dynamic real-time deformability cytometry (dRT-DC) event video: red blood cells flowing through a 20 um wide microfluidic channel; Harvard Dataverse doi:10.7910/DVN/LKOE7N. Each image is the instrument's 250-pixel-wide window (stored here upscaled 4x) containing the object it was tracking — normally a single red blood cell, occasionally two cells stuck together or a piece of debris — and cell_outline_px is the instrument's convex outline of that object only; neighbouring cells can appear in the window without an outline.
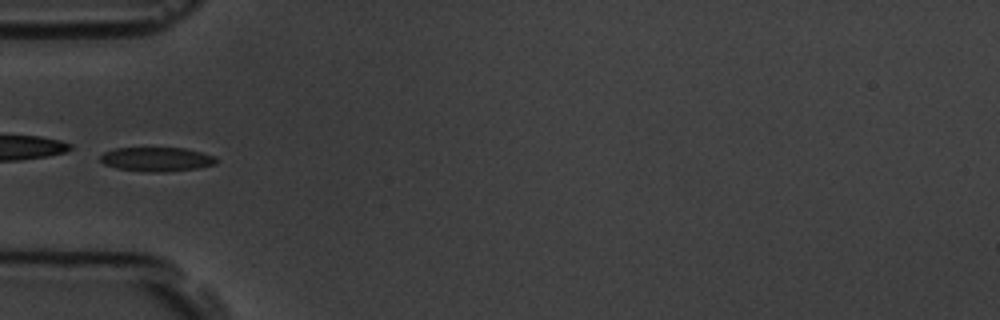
{"species": "common noctule bat (a hibernating species)", "species_latin": "Nyctalus noctula", "temperature_condition": "room temperature", "stored_images_in_passage": 5, "camera_frame_rate_fps": 3000, "um_per_image_px": 0.085, "animal": {"sex": "male", "body_mass_g": 19.5, "forearm_length_mm": 54.6}, "frame": {"image": 1, "passage_image": 5, "time_ms": 4.667, "image_size_px": [1000, 320], "cell_outline_px": [[216, 164], [196, 168], [164, 172], [152, 172], [116, 168], [104, 164], [100, 160], [100, 156], [104, 152], [116, 148], [184, 148], [216, 156]], "centroid_in_image_um": [13.31, 13.53], "position_along_channel_um": 71.7, "area_um2": 16.18}}